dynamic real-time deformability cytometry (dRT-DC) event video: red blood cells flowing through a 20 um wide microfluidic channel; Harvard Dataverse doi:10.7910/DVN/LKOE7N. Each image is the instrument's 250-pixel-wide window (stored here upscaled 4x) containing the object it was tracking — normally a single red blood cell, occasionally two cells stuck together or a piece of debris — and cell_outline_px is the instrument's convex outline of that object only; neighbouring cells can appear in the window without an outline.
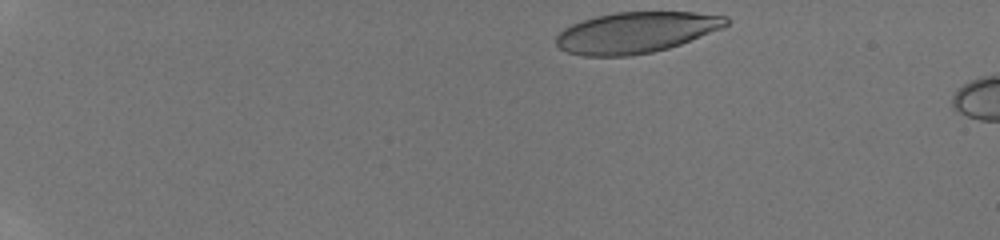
{"species": "human", "species_latin": "Homo sapiens", "temperature_condition": "room temperature", "stored_images_in_passage": 6, "camera_frame_rate_fps": 3000, "um_per_image_px": 0.085, "donor": {"sex": "male"}, "frame": {"image": 1, "passage_image": 1, "time_ms": 0.0, "image_size_px": [1000, 240], "cell_outline_px": [[728, 24], [724, 28], [680, 44], [668, 48], [652, 52], [628, 56], [580, 56], [568, 52], [560, 48], [556, 44], [556, 36], [564, 28], [572, 24], [596, 16], [616, 12], [696, 12], [728, 16]], "centroid_in_image_um": [54.08, 2.76], "position_along_channel_um": 30.9, "area_um2": 40.63}}